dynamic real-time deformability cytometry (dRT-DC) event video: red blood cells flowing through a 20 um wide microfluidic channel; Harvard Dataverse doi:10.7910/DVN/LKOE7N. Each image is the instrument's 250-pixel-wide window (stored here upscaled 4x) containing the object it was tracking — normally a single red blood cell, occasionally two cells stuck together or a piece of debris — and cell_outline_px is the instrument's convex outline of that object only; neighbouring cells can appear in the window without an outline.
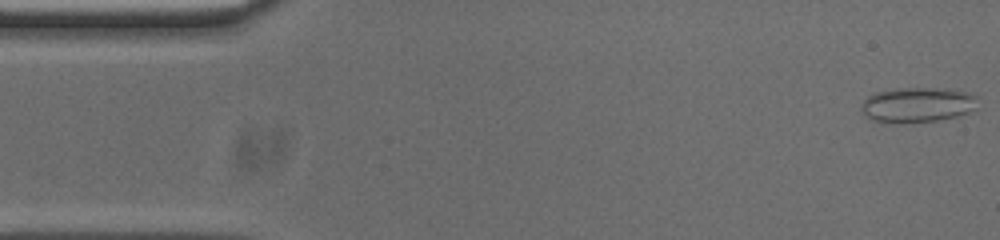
{"species": "common noctule bat (a hibernating species)", "species_latin": "Nyctalus noctula", "temperature_condition": "cold", "stored_images_in_passage": 47, "camera_frame_rate_fps": 3000, "um_per_image_px": 0.085, "animal": {"sex": "male", "body_mass_g": 20.0, "forearm_length_mm": 53.3}, "frame": {"image": 1, "passage_image": 1, "time_ms": 0.0, "image_size_px": [1000, 240], "cell_outline_px": [[980, 96], [976, 112], [940, 120], [904, 124], [868, 120], [860, 108], [864, 100], [872, 92], [896, 88], [948, 88], [968, 92]], "centroid_in_image_um": [78.05, 8.91], "position_along_channel_um": 7.0, "area_um2": 24.85}}
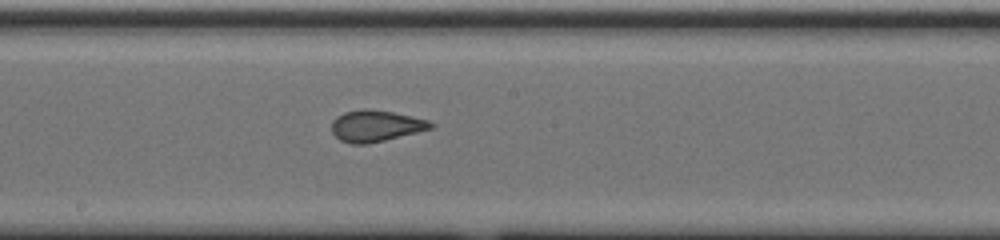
{"frame": {"image": 2, "passage_image": 27, "time_ms": 8.667, "image_size_px": [1000, 240], "cell_outline_px": [[436, 124], [432, 128], [368, 144], [352, 144], [340, 140], [332, 132], [332, 120], [336, 116], [344, 112], [364, 108], [368, 108], [392, 112], [412, 116], [428, 120]], "centroid_in_image_um": [31.92, 10.69], "position_along_channel_um": 216.3, "area_um2": 18.09}}
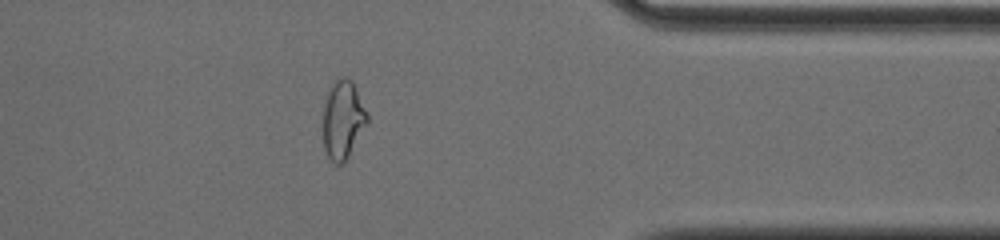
{"frame": {"image": 3, "passage_image": 42, "time_ms": 13.667, "image_size_px": [1000, 240], "cell_outline_px": [[368, 124], [344, 164], [336, 164], [324, 152], [324, 100], [332, 84], [336, 80], [344, 76], [352, 80], [368, 116]], "centroid_in_image_um": [29.15, 10.2], "position_along_channel_um": 382.2, "area_um2": 20.11}, "authors_computed_cell_mechanics": {"area_um2": 18.785, "velocity_mm_per_s": 3.7359, "shape_relaxation_time_tau1_ms": null, "shape_relaxation_time_tau2_ms": 0.7623, "deformation_change_tau1": null, "deformation_change_tau2": 0.0633}}